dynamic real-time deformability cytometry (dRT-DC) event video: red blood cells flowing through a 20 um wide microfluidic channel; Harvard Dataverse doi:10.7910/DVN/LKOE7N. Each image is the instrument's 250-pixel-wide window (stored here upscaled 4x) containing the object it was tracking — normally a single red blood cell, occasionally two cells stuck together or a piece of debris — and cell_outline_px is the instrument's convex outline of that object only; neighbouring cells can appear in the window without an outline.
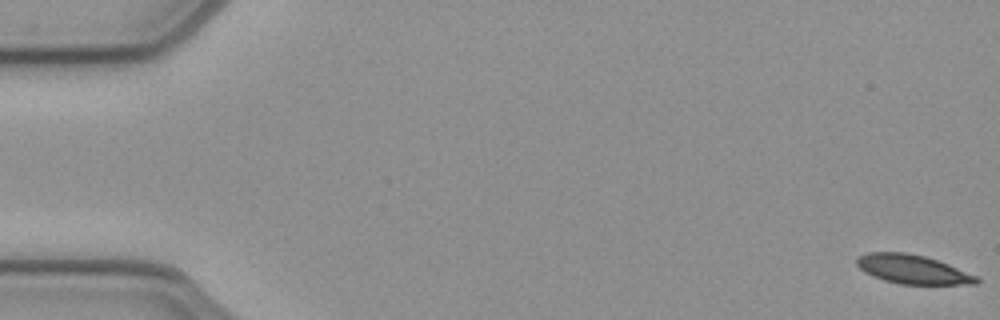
{"species": "common noctule bat (a hibernating species)", "species_latin": "Nyctalus noctula", "temperature_condition": "cold", "stored_images_in_passage": 53, "camera_frame_rate_fps": 3000, "um_per_image_px": 0.085, "animal": {"sex": "female", "body_mass_g": 21.9}, "frame": {"image": 1, "passage_image": 1, "time_ms": 0.0, "image_size_px": [1000, 320], "cell_outline_px": [[980, 284], [900, 284], [884, 280], [872, 276], [864, 272], [856, 264], [856, 256], [868, 252], [904, 252], [924, 256], [948, 264], [976, 276], [980, 280]], "centroid_in_image_um": [77.53, 22.89], "position_along_channel_um": 7.5, "area_um2": 20.17}}
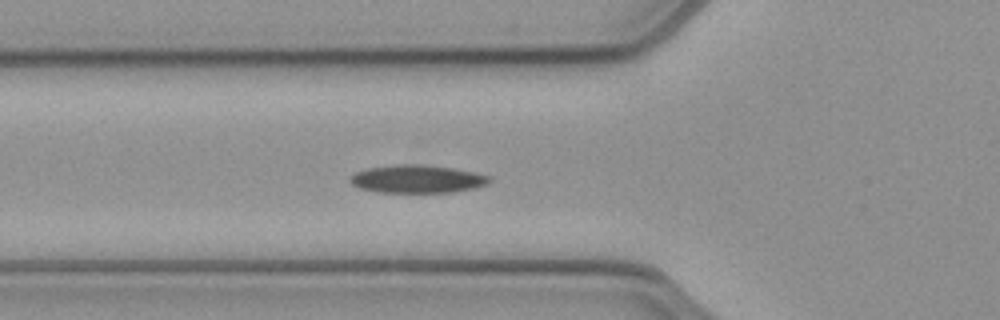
{"frame": {"image": 2, "passage_image": 19, "time_ms": 6.0, "image_size_px": [1000, 320], "cell_outline_px": [[492, 180], [488, 184], [472, 188], [452, 192], [380, 192], [360, 188], [352, 184], [348, 180], [356, 172], [368, 168], [396, 164], [416, 164], [452, 168], [476, 172], [492, 176]], "centroid_in_image_um": [35.5, 15.21], "position_along_channel_um": 90.3, "area_um2": 22.6}}
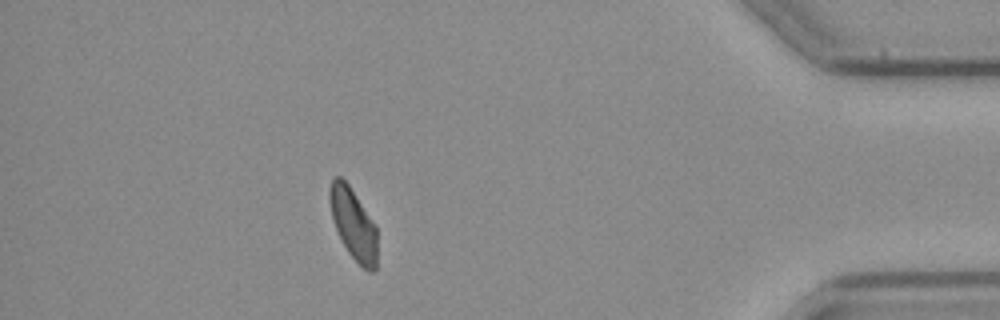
{"frame": {"image": 3, "passage_image": 47, "time_ms": 15.333, "image_size_px": [1000, 320], "cell_outline_px": [[376, 272], [368, 272], [348, 252], [336, 228], [332, 216], [328, 200], [328, 188], [332, 180], [336, 176], [340, 176], [348, 184], [376, 224]], "centroid_in_image_um": [30.03, 19.01], "position_along_channel_um": 405.2, "area_um2": 19.59}, "authors_computed_cell_mechanics": {"area_um2": 21.386, "velocity_mm_per_s": 3.9018, "shape_relaxation_time_tau1_ms": 7.6777, "shape_relaxation_time_tau2_ms": null, "deformation_change_tau1": 0.1519, "deformation_change_tau2": null}}